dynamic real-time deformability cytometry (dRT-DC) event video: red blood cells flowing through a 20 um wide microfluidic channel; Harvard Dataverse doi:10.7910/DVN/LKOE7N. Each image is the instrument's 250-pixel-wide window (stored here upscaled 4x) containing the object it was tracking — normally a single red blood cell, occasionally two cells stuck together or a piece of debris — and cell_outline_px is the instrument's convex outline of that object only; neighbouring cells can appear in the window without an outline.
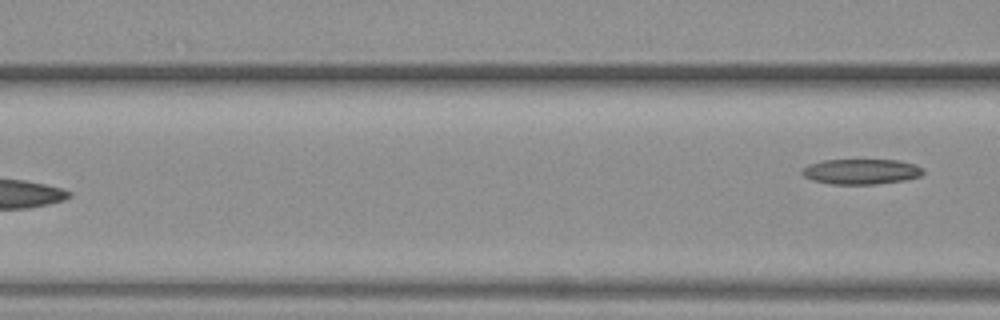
{"species": "common noctule bat (a hibernating species)", "species_latin": "Nyctalus noctula", "temperature_condition": "warm", "stored_images_in_passage": 5, "camera_frame_rate_fps": 3000, "um_per_image_px": 0.085, "animal": {"sex": "female", "body_mass_g": 19.3, "forearm_length_mm": 54.1}, "frame": {"image": 1, "passage_image": 5, "time_ms": 1.333, "image_size_px": [1000, 320], "cell_outline_px": [[924, 172], [920, 176], [904, 180], [876, 184], [832, 184], [812, 180], [804, 176], [800, 172], [808, 164], [824, 160], [900, 160], [916, 164], [924, 168]], "centroid_in_image_um": [73.22, 14.58], "position_along_channel_um": 93.4, "area_um2": 17.92}}